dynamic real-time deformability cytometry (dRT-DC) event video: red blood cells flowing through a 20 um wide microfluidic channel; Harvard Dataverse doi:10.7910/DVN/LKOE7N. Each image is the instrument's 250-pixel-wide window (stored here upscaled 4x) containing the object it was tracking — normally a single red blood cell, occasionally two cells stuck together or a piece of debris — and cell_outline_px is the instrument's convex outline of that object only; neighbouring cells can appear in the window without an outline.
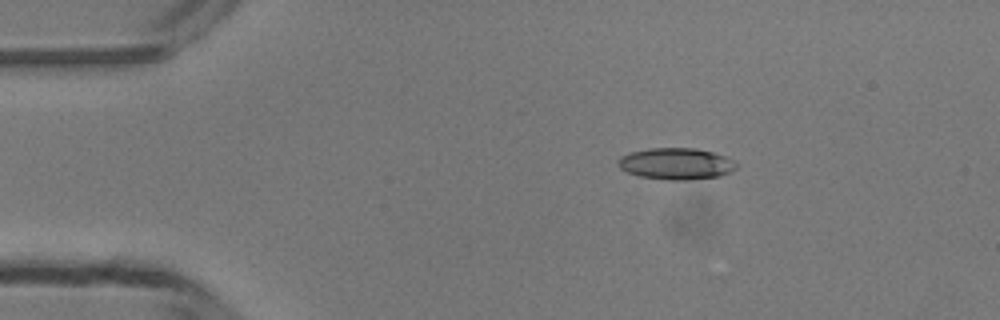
{"species": "common noctule bat (a hibernating species)", "species_latin": "Nyctalus noctula", "temperature_condition": "room temperature", "stored_images_in_passage": 41, "camera_frame_rate_fps": 3000, "um_per_image_px": 0.085, "animal": {"sex": "male", "body_mass_g": 13.3}, "frame": {"image": 1, "passage_image": 1, "time_ms": 0.0, "image_size_px": [1000, 320], "cell_outline_px": [[740, 164], [732, 172], [720, 176], [688, 180], [668, 180], [640, 176], [628, 172], [620, 168], [616, 164], [616, 160], [620, 156], [632, 152], [648, 148], [696, 148], [712, 152], [724, 156]], "centroid_in_image_um": [57.48, 13.92], "position_along_channel_um": 27.5, "area_um2": 21.91}}
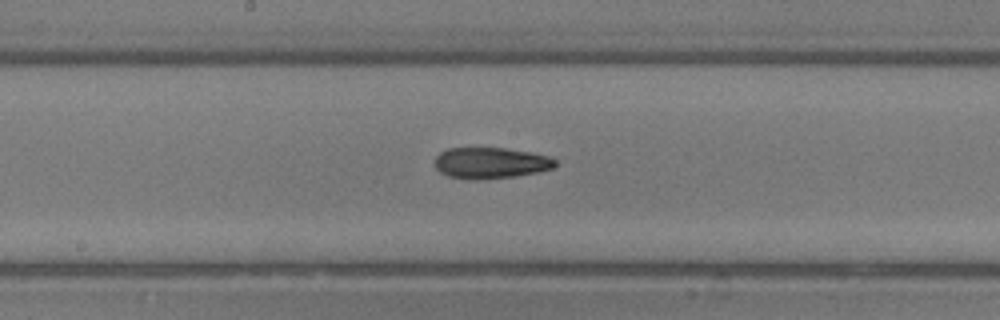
{"frame": {"image": 2, "passage_image": 18, "time_ms": 5.667, "image_size_px": [1000, 320], "cell_outline_px": [[556, 164], [552, 168], [536, 172], [516, 176], [480, 180], [472, 180], [448, 176], [440, 172], [432, 164], [432, 160], [440, 152], [448, 148], [504, 148], [532, 152], [548, 156], [556, 160]], "centroid_in_image_um": [41.64, 13.85], "position_along_channel_um": 206.6, "area_um2": 22.08}}
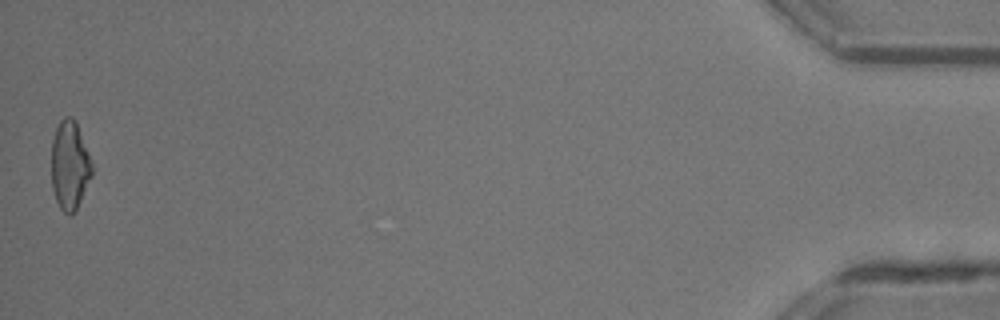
{"frame": {"image": 3, "passage_image": 41, "time_ms": 13.333, "image_size_px": [1000, 320], "cell_outline_px": [[92, 176], [76, 212], [72, 216], [68, 216], [60, 208], [56, 200], [52, 188], [52, 140], [56, 128], [60, 120], [64, 116], [72, 116], [76, 120], [92, 160]], "centroid_in_image_um": [5.95, 14.06], "position_along_channel_um": 429.3, "area_um2": 21.44}, "authors_computed_cell_mechanics": {"area_um2": 21.7906, "velocity_mm_per_s": 4.2245, "shape_relaxation_time_tau1_ms": 11.3643, "shape_relaxation_time_tau2_ms": 10.9423, "deformation_change_tau1": 0.3019, "deformation_change_tau2": 0.2355}}